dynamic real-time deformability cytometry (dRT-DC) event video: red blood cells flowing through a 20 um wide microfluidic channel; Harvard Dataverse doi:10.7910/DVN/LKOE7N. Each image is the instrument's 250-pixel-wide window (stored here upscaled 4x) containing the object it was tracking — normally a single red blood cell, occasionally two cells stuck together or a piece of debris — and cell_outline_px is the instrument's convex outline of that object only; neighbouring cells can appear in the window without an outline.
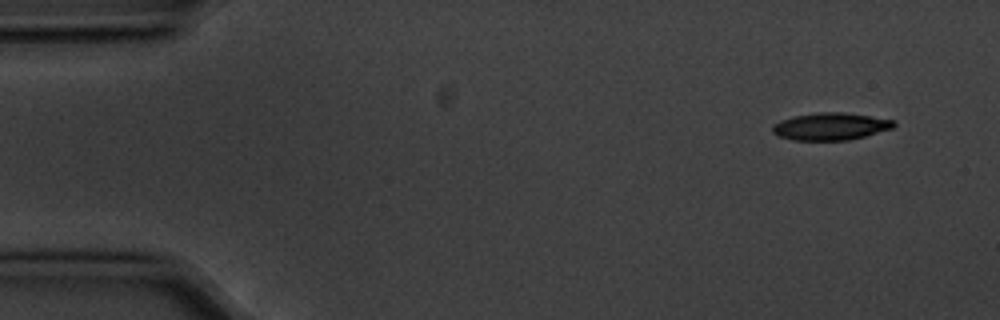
{"species": "common noctule bat (a hibernating species)", "species_latin": "Nyctalus noctula", "temperature_condition": "cold", "stored_images_in_passage": 4, "camera_frame_rate_fps": 3000, "um_per_image_px": 0.085, "animal": {"sex": "male", "body_mass_g": 20.1, "forearm_length_mm": 53.5}, "frame": {"image": 1, "passage_image": 1, "time_ms": 0.0, "image_size_px": [1000, 320], "cell_outline_px": [[896, 124], [892, 128], [864, 136], [848, 140], [792, 140], [780, 136], [772, 132], [772, 124], [780, 120], [796, 116], [820, 112], [844, 112], [896, 120]], "centroid_in_image_um": [70.6, 10.74], "position_along_channel_um": 14.4, "area_um2": 19.19}}
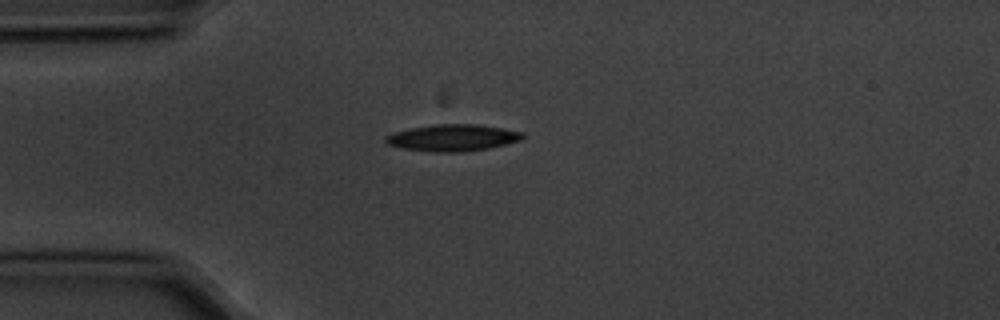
{"frame": {"image": 2, "passage_image": 4, "time_ms": 1.0, "image_size_px": [1000, 320], "cell_outline_px": [[524, 136], [520, 140], [488, 148], [460, 152], [432, 152], [400, 148], [388, 144], [384, 140], [384, 136], [392, 132], [412, 128], [436, 124], [476, 124], [524, 132]], "centroid_in_image_um": [38.42, 11.71], "position_along_channel_um": 46.6, "area_um2": 21.21}}